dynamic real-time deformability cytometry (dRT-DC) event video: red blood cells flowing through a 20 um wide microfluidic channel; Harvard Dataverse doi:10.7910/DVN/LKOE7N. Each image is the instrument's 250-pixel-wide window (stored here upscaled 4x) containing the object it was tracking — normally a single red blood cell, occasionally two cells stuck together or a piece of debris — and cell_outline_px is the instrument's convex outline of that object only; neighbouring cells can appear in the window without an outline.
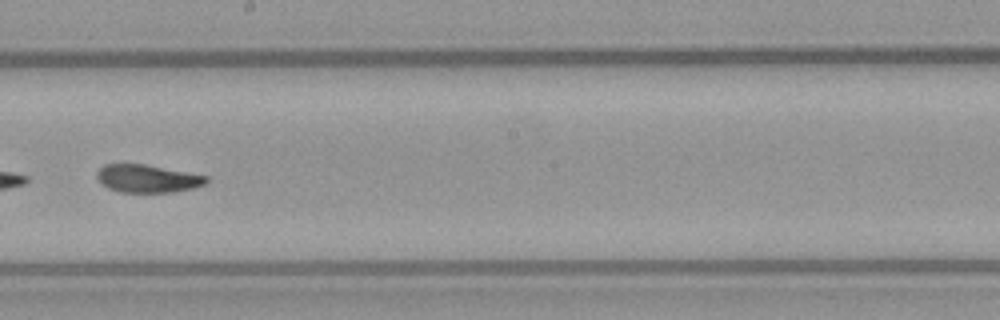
{"species": "common noctule bat (a hibernating species)", "species_latin": "Nyctalus noctula", "temperature_condition": "warm", "stored_images_in_passage": 51, "segment_of_instrument_passage": [2, 2], "camera_frame_rate_fps": 3000, "um_per_image_px": 0.085, "animal": {"sex": "female", "body_mass_g": 21.9}, "frame": {"image": 1, "passage_image": 30, "time_ms": 9.667, "image_size_px": [1000, 320], "cell_outline_px": [[208, 180], [204, 184], [192, 188], [172, 192], [120, 192], [108, 188], [100, 184], [96, 176], [96, 172], [104, 164], [144, 164], [208, 176]], "centroid_in_image_um": [12.48, 15.18], "position_along_channel_um": 235.7, "area_um2": 17.69}}
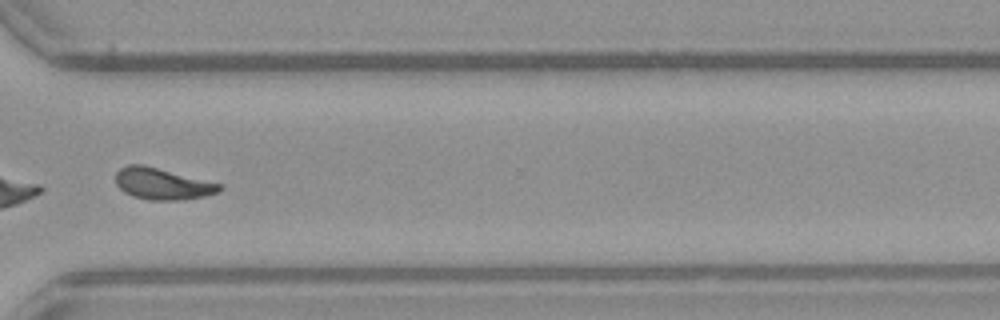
{"frame": {"image": 2, "passage_image": 39, "time_ms": 12.667, "image_size_px": [1000, 320], "cell_outline_px": [[224, 188], [220, 192], [204, 196], [180, 200], [152, 200], [132, 196], [124, 192], [116, 184], [116, 172], [120, 168], [128, 164], [144, 164], [224, 184]], "centroid_in_image_um": [13.84, 15.61], "position_along_channel_um": 356.8, "area_um2": 19.36}}